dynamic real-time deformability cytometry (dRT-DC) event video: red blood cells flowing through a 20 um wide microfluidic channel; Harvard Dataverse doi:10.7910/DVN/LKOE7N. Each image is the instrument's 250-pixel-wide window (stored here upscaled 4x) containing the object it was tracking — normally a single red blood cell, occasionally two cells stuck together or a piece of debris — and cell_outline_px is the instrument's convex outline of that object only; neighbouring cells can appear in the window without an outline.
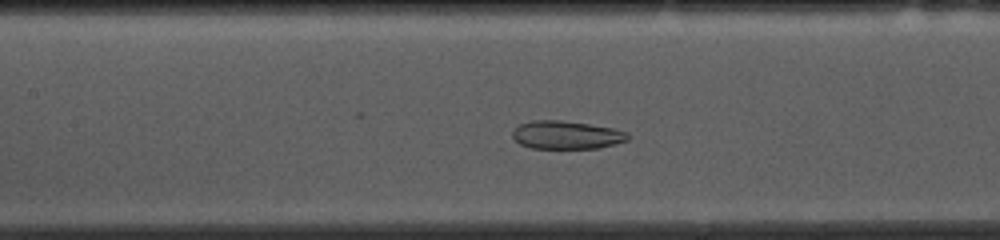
{"species": "common noctule bat (a hibernating species)", "species_latin": "Nyctalus noctula", "temperature_condition": "cold", "stored_images_in_passage": 46, "camera_frame_rate_fps": 3000, "um_per_image_px": 0.085, "animal": {"sex": "female", "body_mass_g": 10.0, "forearm_length_mm": 53.1}, "frame": {"image": 1, "passage_image": 20, "time_ms": 6.333, "image_size_px": [1000, 240], "cell_outline_px": [[628, 140], [616, 144], [600, 148], [532, 148], [520, 144], [512, 136], [512, 132], [520, 124], [532, 120], [560, 120], [588, 124], [612, 128], [628, 132]], "centroid_in_image_um": [48.16, 11.47], "position_along_channel_um": 159.2, "area_um2": 18.84}, "authors_computed_cell_mechanics": {"area_um2": 25.1141, "velocity_mm_per_s": 3.685, "shape_relaxation_time_tau1_ms": null, "shape_relaxation_time_tau2_ms": 1.3606, "deformation_change_tau1": null, "deformation_change_tau2": 0.0595}}